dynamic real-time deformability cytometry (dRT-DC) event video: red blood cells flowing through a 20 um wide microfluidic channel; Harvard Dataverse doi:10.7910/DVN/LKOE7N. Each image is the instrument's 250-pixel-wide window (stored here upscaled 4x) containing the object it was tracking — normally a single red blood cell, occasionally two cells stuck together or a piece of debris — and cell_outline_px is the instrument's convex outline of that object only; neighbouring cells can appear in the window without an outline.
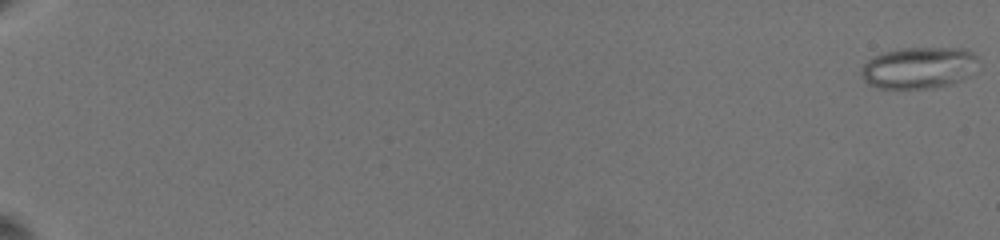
{"species": "common noctule bat (a hibernating species)", "species_latin": "Nyctalus noctula", "temperature_condition": "warm", "stored_images_in_passage": 45, "camera_frame_rate_fps": 3000, "um_per_image_px": 0.085, "animal": {"sex": "female", "body_mass_g": 19.5, "forearm_length_mm": 54.1}, "frame": {"image": 1, "passage_image": 1, "time_ms": 0.0, "image_size_px": [1000, 240], "cell_outline_px": [[976, 60], [972, 76], [948, 84], [932, 88], [880, 88], [868, 84], [860, 76], [860, 72], [864, 64], [872, 56], [884, 52], [904, 48], [968, 48], [976, 56]], "centroid_in_image_um": [78.08, 5.75], "position_along_channel_um": 6.9, "area_um2": 28.38}}
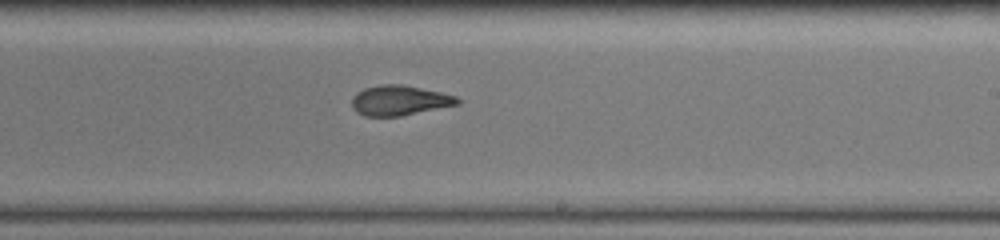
{"frame": {"image": 2, "passage_image": 23, "time_ms": 14.0, "image_size_px": [1000, 240], "cell_outline_px": [[460, 104], [400, 116], [364, 116], [356, 112], [352, 108], [352, 96], [356, 92], [364, 88], [380, 84], [400, 84], [440, 92], [456, 96], [460, 100]], "centroid_in_image_um": [33.92, 8.53], "position_along_channel_um": 255.1, "area_um2": 18.5}}
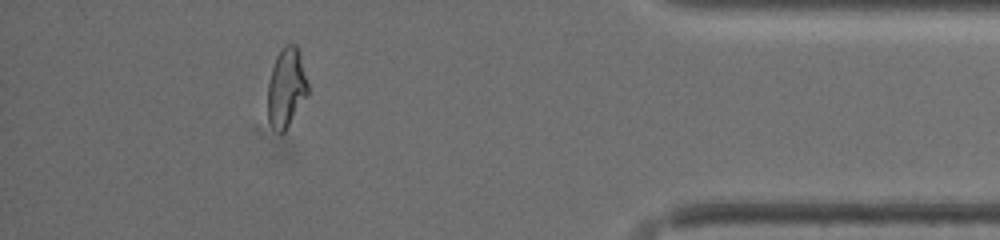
{"frame": {"image": 3, "passage_image": 39, "time_ms": 19.333, "image_size_px": [1000, 240], "cell_outline_px": [[308, 92], [284, 132], [280, 132], [272, 128], [268, 120], [268, 84], [272, 68], [276, 56], [280, 48], [284, 44], [296, 44], [300, 56], [308, 84]], "centroid_in_image_um": [24.31, 7.42], "position_along_channel_um": 410.9, "area_um2": 18.21}, "authors_computed_cell_mechanics": {"area_um2": 18.7272, "velocity_mm_per_s": 3.5488, "shape_relaxation_time_tau1_ms": 7.9147, "shape_relaxation_time_tau2_ms": 1.3538, "deformation_change_tau1": 0.2329, "deformation_change_tau2": 0.0846}}